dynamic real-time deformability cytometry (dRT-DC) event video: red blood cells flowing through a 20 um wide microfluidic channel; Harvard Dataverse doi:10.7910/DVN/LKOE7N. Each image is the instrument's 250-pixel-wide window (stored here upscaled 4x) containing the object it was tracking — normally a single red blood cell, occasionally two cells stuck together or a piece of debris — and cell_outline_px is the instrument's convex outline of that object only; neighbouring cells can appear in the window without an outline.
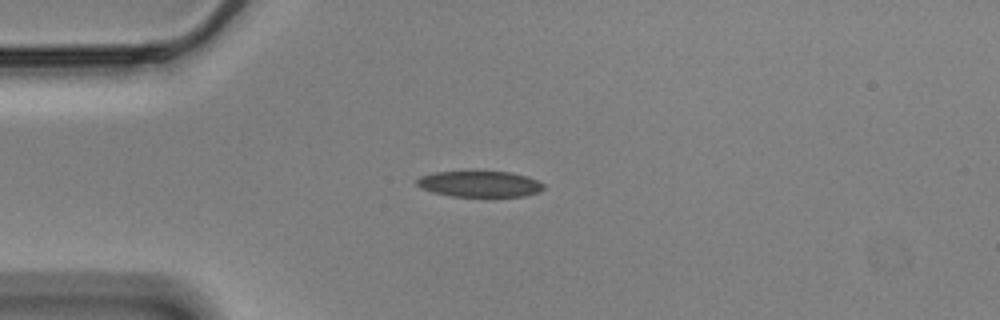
{"species": "Egyptian fruit bat (a non-hibernating species)", "species_latin": "Rousettus aegyptiacus", "temperature_condition": "cold", "stored_images_in_passage": 10, "camera_frame_rate_fps": 3000, "um_per_image_px": 0.085, "animal": {"sex": "male"}, "frame": {"image": 1, "passage_image": 1, "time_ms": 0.0, "image_size_px": [1000, 320], "cell_outline_px": [[544, 188], [540, 192], [524, 196], [452, 196], [432, 192], [420, 188], [416, 184], [416, 180], [420, 176], [436, 172], [512, 172], [528, 176], [544, 184]], "centroid_in_image_um": [40.78, 15.64], "position_along_channel_um": 44.2, "area_um2": 19.13}}
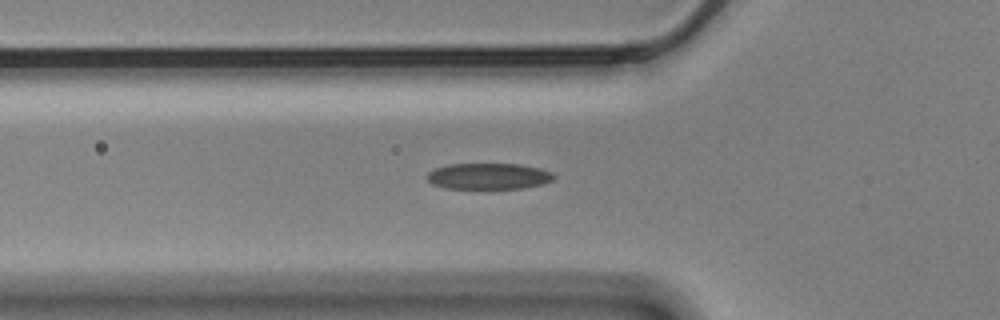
{"frame": {"image": 2, "passage_image": 6, "time_ms": 1.667, "image_size_px": [1000, 320], "cell_outline_px": [[556, 176], [552, 180], [544, 184], [524, 188], [444, 188], [432, 184], [424, 176], [428, 172], [436, 168], [448, 164], [520, 164], [540, 168], [552, 172]], "centroid_in_image_um": [41.53, 14.97], "position_along_channel_um": 84.3, "area_um2": 19.42}}
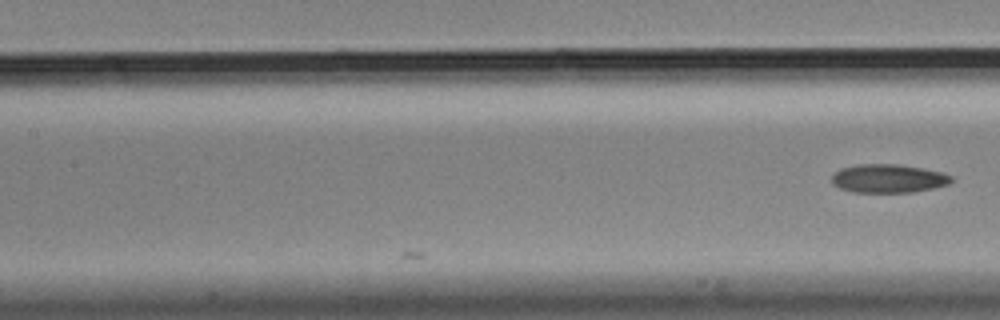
{"frame": {"image": 3, "passage_image": 10, "time_ms": 3.0, "image_size_px": [1000, 320], "cell_outline_px": [[952, 180], [948, 184], [932, 188], [912, 192], [852, 192], [840, 188], [832, 184], [832, 176], [840, 168], [860, 164], [896, 164], [920, 168], [940, 172], [952, 176]], "centroid_in_image_um": [75.47, 15.17], "position_along_channel_um": 131.9, "area_um2": 19.65}}